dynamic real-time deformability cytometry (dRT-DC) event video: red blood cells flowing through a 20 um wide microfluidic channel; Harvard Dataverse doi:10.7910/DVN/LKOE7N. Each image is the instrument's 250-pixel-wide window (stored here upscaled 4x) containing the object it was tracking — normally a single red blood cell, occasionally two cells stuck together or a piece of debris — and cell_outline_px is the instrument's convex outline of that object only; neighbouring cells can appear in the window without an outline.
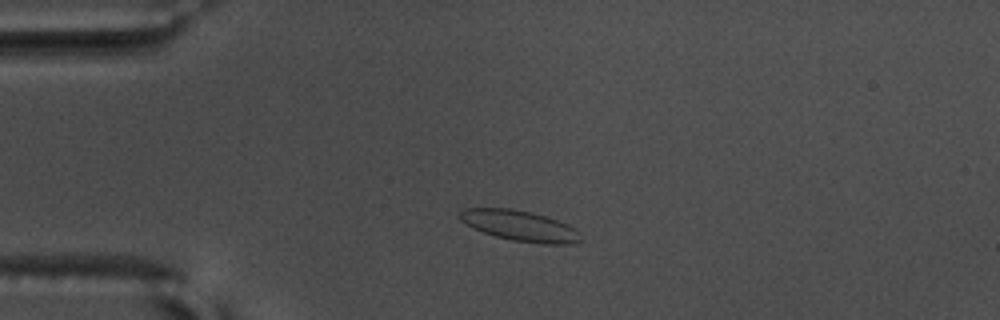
{"species": "common noctule bat (a hibernating species)", "species_latin": "Nyctalus noctula", "temperature_condition": "warm", "stored_images_in_passage": 44, "camera_frame_rate_fps": 3000, "um_per_image_px": 0.085, "animal": {"sex": "male", "body_mass_g": 17.5, "forearm_length_mm": 52.3}, "frame": {"image": 1, "passage_image": 1, "time_ms": 0.0, "image_size_px": [1000, 320], "cell_outline_px": [[584, 240], [568, 244], [540, 244], [512, 240], [496, 236], [472, 228], [460, 220], [456, 216], [464, 208], [512, 208], [532, 212], [568, 224], [580, 232]], "centroid_in_image_um": [44.19, 19.19], "position_along_channel_um": 40.8, "area_um2": 21.73}}
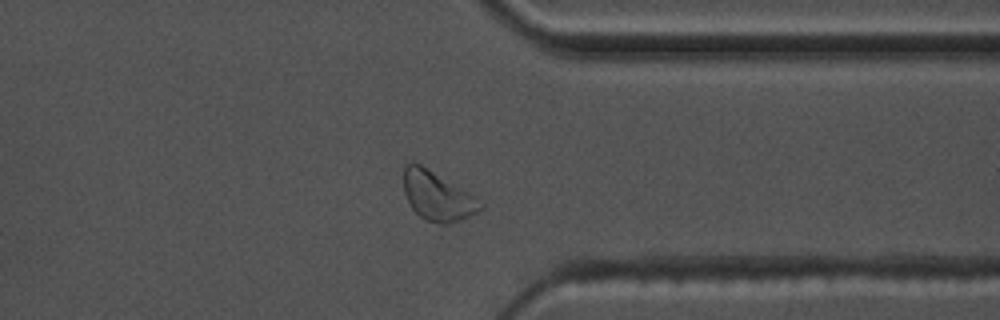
{"frame": {"image": 2, "passage_image": 32, "time_ms": 10.333, "image_size_px": [1000, 320], "cell_outline_px": [[484, 208], [460, 220], [448, 224], [440, 224], [424, 220], [412, 208], [404, 192], [404, 164], [412, 160], [420, 164], [472, 196]], "centroid_in_image_um": [37.09, 16.67], "position_along_channel_um": 374.3, "area_um2": 21.21}}
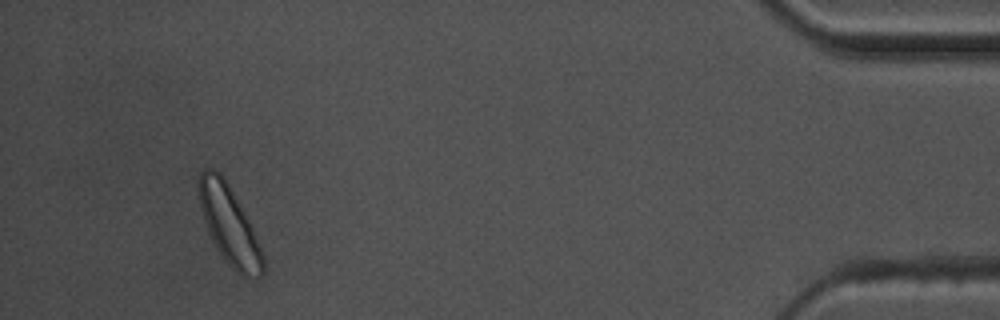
{"frame": {"image": 3, "passage_image": 41, "time_ms": 13.333, "image_size_px": [1000, 320], "cell_outline_px": [[264, 276], [256, 280], [248, 280], [240, 276], [224, 260], [216, 248], [208, 232], [200, 208], [196, 184], [196, 180], [200, 172], [204, 168], [212, 168], [220, 172], [224, 176], [240, 204], [252, 228], [264, 256]], "centroid_in_image_um": [19.47, 19.16], "position_along_channel_um": 415.7, "area_um2": 30.0}}